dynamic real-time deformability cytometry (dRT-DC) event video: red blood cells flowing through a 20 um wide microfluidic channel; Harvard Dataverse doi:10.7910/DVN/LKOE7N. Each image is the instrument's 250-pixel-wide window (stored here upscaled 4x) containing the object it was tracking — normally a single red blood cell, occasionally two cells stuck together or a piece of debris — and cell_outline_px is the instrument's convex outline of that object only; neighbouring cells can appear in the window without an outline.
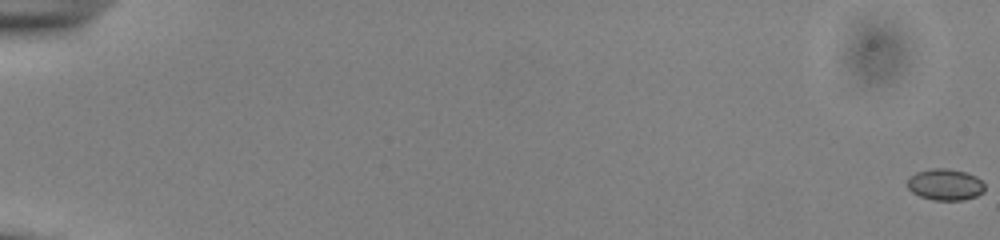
{"species": "common noctule bat (a hibernating species)", "species_latin": "Nyctalus noctula", "temperature_condition": "cold", "stored_images_in_passage": 37, "camera_frame_rate_fps": 3000, "um_per_image_px": 0.085, "animal": {"sex": "male", "body_mass_g": 13.0, "forearm_length_mm": 53.1}, "frame": {"image": 1, "passage_image": 1, "time_ms": 0.0, "image_size_px": [1000, 240], "cell_outline_px": [[984, 192], [976, 196], [964, 200], [932, 200], [920, 196], [912, 192], [908, 188], [908, 176], [916, 172], [932, 168], [948, 168], [968, 172], [976, 176], [984, 184]], "centroid_in_image_um": [80.34, 15.68], "position_along_channel_um": 4.7, "area_um2": 14.33}}
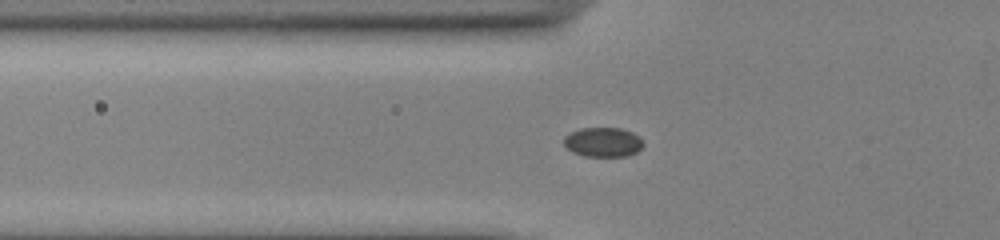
{"frame": {"image": 2, "passage_image": 22, "time_ms": 7.0, "image_size_px": [1000, 240], "cell_outline_px": [[644, 144], [636, 152], [628, 156], [584, 156], [572, 152], [564, 144], [564, 136], [580, 128], [620, 128], [632, 132], [640, 136]], "centroid_in_image_um": [51.27, 12.08], "position_along_channel_um": 74.5, "area_um2": 13.64}}
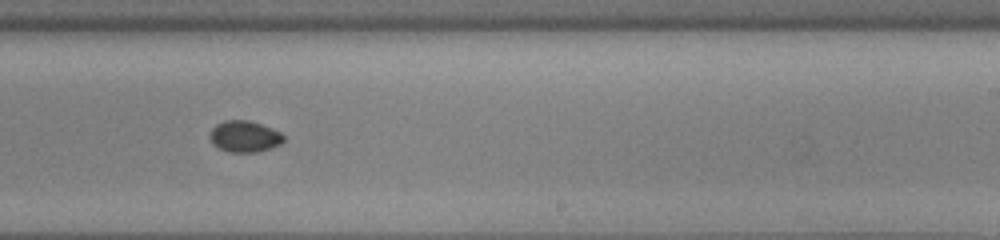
{"frame": {"image": 3, "passage_image": 37, "time_ms": 12.0, "image_size_px": [1000, 240], "cell_outline_px": [[284, 140], [280, 144], [272, 148], [256, 152], [228, 152], [212, 144], [208, 136], [212, 128], [216, 124], [224, 120], [248, 120], [272, 128], [280, 132], [284, 136]], "centroid_in_image_um": [20.76, 11.6], "position_along_channel_um": 268.2, "area_um2": 13.58}}